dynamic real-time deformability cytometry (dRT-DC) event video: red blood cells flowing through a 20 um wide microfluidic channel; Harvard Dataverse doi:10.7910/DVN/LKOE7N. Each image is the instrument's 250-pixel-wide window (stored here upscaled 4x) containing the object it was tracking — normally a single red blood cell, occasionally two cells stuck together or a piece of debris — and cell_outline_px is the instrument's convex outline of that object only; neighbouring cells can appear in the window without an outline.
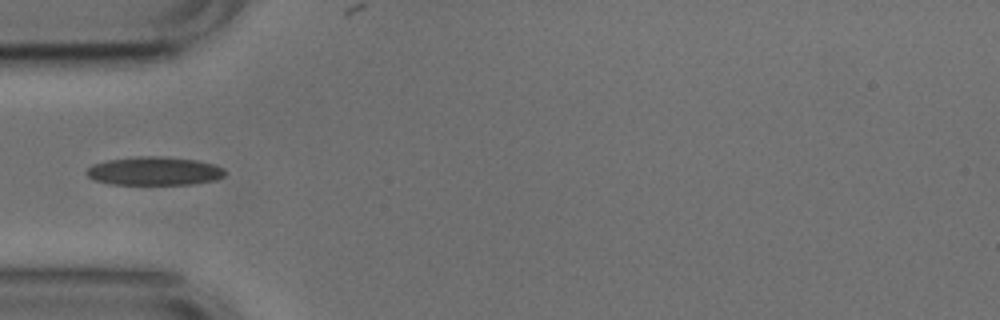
{"species": "common noctule bat (a hibernating species)", "species_latin": "Nyctalus noctula", "temperature_condition": "cold", "stored_images_in_passage": 3, "camera_frame_rate_fps": 3000, "um_per_image_px": 0.085, "animal": {"sex": "male", "body_mass_g": 17.9, "forearm_length_mm": 54.2}, "frame": {"image": 1, "passage_image": 1, "time_ms": 0.0, "image_size_px": [1000, 320], "cell_outline_px": [[224, 176], [216, 180], [192, 184], [112, 184], [96, 180], [88, 176], [84, 172], [92, 164], [108, 160], [136, 156], [164, 156], [196, 160], [212, 164], [224, 168]], "centroid_in_image_um": [13.11, 14.53], "position_along_channel_um": 71.9, "area_um2": 22.95}}